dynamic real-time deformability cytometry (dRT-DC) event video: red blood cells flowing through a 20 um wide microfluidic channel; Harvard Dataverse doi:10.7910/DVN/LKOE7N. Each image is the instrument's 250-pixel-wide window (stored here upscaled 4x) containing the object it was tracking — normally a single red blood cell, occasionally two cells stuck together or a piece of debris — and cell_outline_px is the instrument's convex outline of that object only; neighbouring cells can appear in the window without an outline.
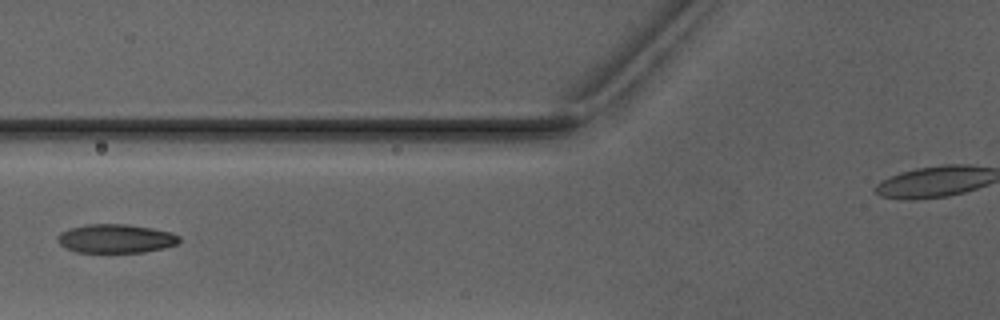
{"species": "Egyptian fruit bat (a non-hibernating species)", "species_latin": "Rousettus aegyptiacus", "temperature_condition": "warm", "stored_images_in_passage": 6, "camera_frame_rate_fps": 3000, "um_per_image_px": 0.085, "animal": {"sex": "male"}, "frame": {"image": 1, "passage_image": 6, "time_ms": 6.0, "image_size_px": [1000, 320], "cell_outline_px": [[180, 240], [176, 244], [164, 248], [144, 252], [76, 252], [64, 248], [56, 240], [56, 236], [60, 232], [72, 228], [88, 224], [124, 224], [152, 228], [172, 232], [180, 236]], "centroid_in_image_um": [9.83, 20.28], "position_along_channel_um": 116.0, "area_um2": 20.46}}